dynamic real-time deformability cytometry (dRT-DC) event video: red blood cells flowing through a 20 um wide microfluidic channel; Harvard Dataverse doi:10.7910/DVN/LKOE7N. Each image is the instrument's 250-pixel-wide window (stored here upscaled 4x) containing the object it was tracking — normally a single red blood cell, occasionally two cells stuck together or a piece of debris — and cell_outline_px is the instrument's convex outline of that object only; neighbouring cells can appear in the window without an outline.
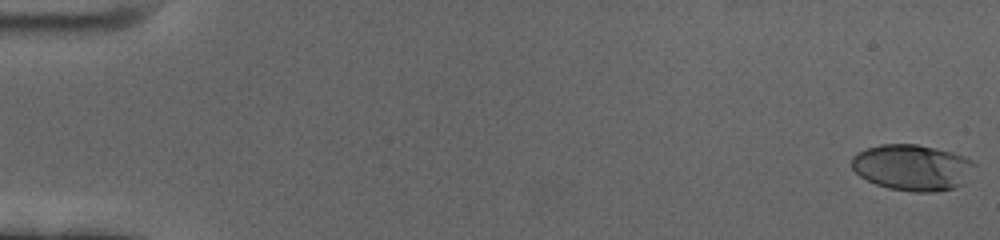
{"species": "human", "species_latin": "Homo sapiens", "temperature_condition": "cold", "stored_images_in_passage": 60, "camera_frame_rate_fps": 3000, "um_per_image_px": 0.085, "donor": {"sex": "female"}, "frame": {"image": 1, "passage_image": 1, "time_ms": 0.0, "image_size_px": [1000, 240], "cell_outline_px": [[976, 164], [960, 184], [952, 188], [932, 192], [912, 192], [888, 188], [876, 184], [860, 176], [852, 168], [852, 156], [856, 152], [880, 144], [916, 144], [936, 148], [952, 152], [964, 156], [972, 160]], "centroid_in_image_um": [77.51, 14.22], "position_along_channel_um": 7.5, "area_um2": 32.71}}
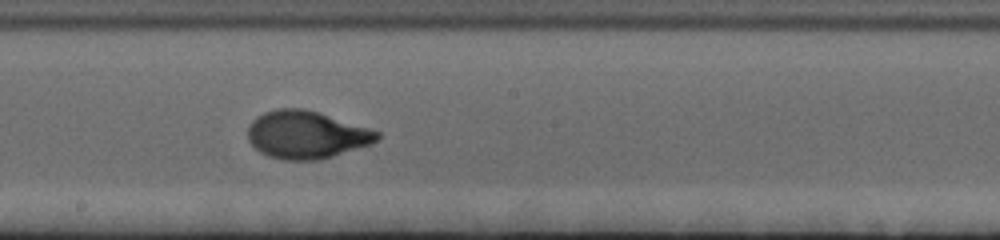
{"frame": {"image": 2, "passage_image": 34, "time_ms": 11.0, "image_size_px": [1000, 240], "cell_outline_px": [[380, 136], [372, 144], [332, 156], [316, 160], [280, 160], [268, 156], [260, 152], [248, 140], [248, 124], [256, 116], [264, 112], [276, 108], [304, 108], [368, 128], [380, 132]], "centroid_in_image_um": [25.99, 11.45], "position_along_channel_um": 222.2, "area_um2": 35.84}}
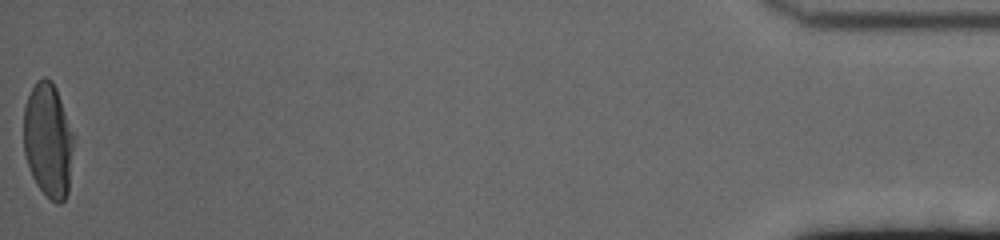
{"frame": {"image": 3, "passage_image": 60, "time_ms": 19.667, "image_size_px": [1000, 240], "cell_outline_px": [[72, 148], [68, 192], [64, 200], [60, 204], [56, 204], [36, 184], [32, 176], [24, 152], [24, 108], [28, 96], [36, 80], [44, 76], [52, 80], [56, 88], [72, 132]], "centroid_in_image_um": [4.07, 11.9], "position_along_channel_um": 431.1, "area_um2": 32.83}, "authors_computed_cell_mechanics": {"area_um2": 33.5818, "velocity_mm_per_s": 3.4465, "shape_relaxation_time_tau1_ms": 4.2451, "shape_relaxation_time_tau2_ms": null, "deformation_change_tau1": 0.2017, "deformation_change_tau2": null}}